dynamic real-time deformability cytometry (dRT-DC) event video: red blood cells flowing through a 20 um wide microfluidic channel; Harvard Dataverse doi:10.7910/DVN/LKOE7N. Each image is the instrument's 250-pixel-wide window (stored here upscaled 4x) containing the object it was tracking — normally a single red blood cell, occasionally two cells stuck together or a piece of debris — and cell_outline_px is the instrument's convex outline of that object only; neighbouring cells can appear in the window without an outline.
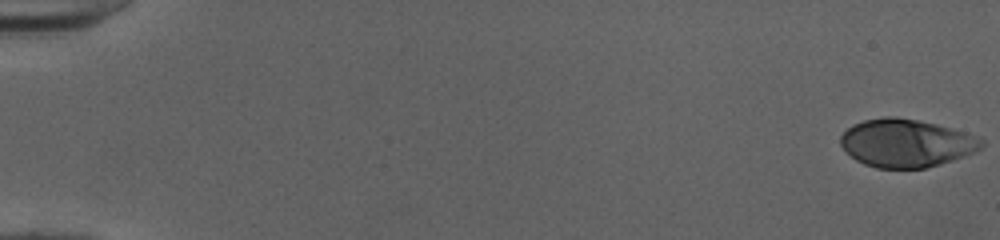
{"species": "human", "species_latin": "Homo sapiens", "temperature_condition": "cold", "stored_images_in_passage": 52, "camera_frame_rate_fps": 3000, "um_per_image_px": 0.085, "donor": {"sex": "female"}, "frame": {"image": 1, "passage_image": 1, "time_ms": 0.0, "image_size_px": [1000, 240], "cell_outline_px": [[984, 144], [980, 148], [972, 152], [952, 160], [940, 164], [924, 168], [876, 168], [864, 164], [856, 160], [840, 144], [840, 136], [852, 124], [864, 120], [884, 116], [892, 116], [916, 120], [936, 124], [952, 128], [980, 136], [984, 140]], "centroid_in_image_um": [77.03, 12.15], "position_along_channel_um": 8.0, "area_um2": 39.3}}
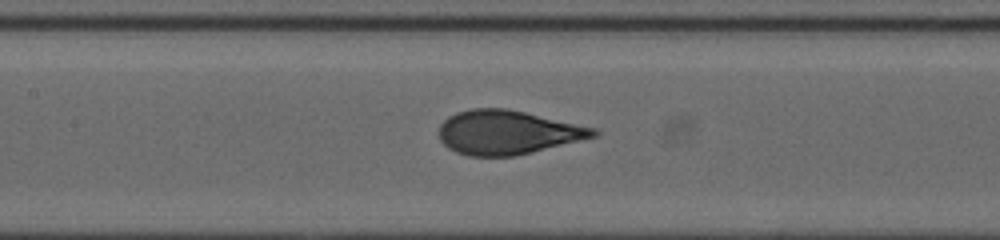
{"frame": {"image": 2, "passage_image": 26, "time_ms": 8.333, "image_size_px": [1000, 240], "cell_outline_px": [[600, 132], [596, 136], [516, 156], [468, 156], [456, 152], [448, 148], [440, 140], [440, 124], [448, 116], [456, 112], [472, 108], [504, 108], [524, 112], [596, 128]], "centroid_in_image_um": [43.11, 11.25], "position_along_channel_um": 164.3, "area_um2": 39.42}}
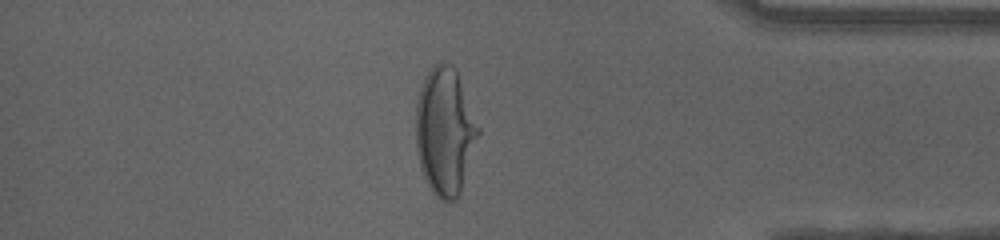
{"frame": {"image": 3, "passage_image": 45, "time_ms": 14.667, "image_size_px": [1000, 240], "cell_outline_px": [[480, 132], [460, 192], [456, 200], [440, 200], [432, 192], [420, 168], [416, 152], [416, 100], [424, 76], [432, 64], [440, 60], [444, 60], [452, 64], [456, 72], [480, 128]], "centroid_in_image_um": [37.79, 11.12], "position_along_channel_um": 397.4, "area_um2": 46.41}, "authors_computed_cell_mechanics": {"area_um2": 39.5352, "velocity_mm_per_s": 4.0358, "shape_relaxation_time_tau1_ms": 6.2738, "shape_relaxation_time_tau2_ms": null, "deformation_change_tau1": 0.2854, "deformation_change_tau2": null}}